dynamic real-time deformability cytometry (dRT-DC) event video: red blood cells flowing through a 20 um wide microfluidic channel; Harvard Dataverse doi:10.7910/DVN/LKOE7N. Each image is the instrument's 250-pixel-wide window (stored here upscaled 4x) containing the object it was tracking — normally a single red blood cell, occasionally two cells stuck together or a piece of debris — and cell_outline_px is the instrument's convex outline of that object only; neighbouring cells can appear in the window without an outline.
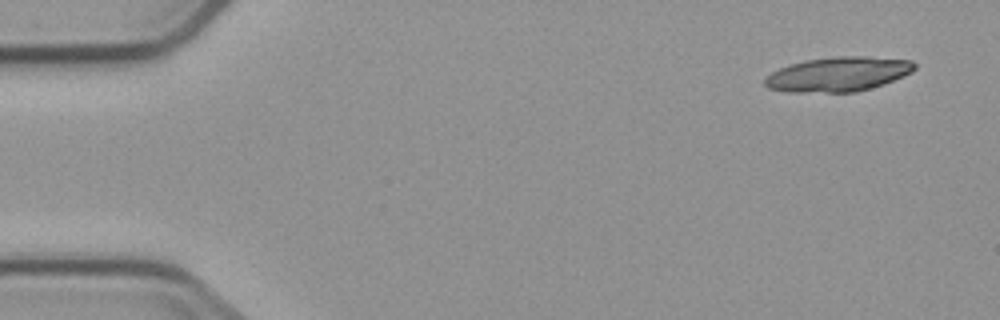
{"species": "common noctule bat (a hibernating species)", "species_latin": "Nyctalus noctula", "temperature_condition": "cold", "stored_images_in_passage": 5, "camera_frame_rate_fps": 3000, "um_per_image_px": 0.085, "animal": {"sex": "male", "body_mass_g": 23.1, "forearm_length_mm": 52.7}, "frame": {"image": 1, "passage_image": 1, "time_ms": 0.0, "image_size_px": [1000, 320], "cell_outline_px": [[916, 68], [912, 72], [904, 76], [884, 84], [856, 92], [788, 92], [768, 88], [764, 84], [764, 80], [772, 72], [788, 64], [804, 60], [836, 56], [868, 56], [912, 60], [916, 64]], "centroid_in_image_um": [71.26, 6.3], "position_along_channel_um": 13.7, "area_um2": 30.35}}